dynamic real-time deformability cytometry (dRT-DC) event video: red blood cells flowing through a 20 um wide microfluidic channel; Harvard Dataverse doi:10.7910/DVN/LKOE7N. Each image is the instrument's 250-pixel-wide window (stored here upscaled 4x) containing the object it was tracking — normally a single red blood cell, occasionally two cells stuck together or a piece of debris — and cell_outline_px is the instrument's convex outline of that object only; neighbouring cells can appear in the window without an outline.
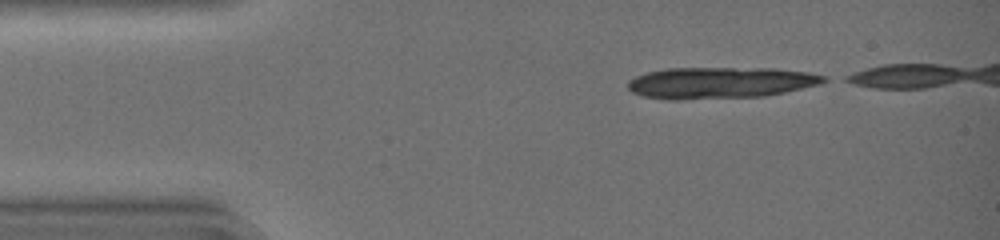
{"species": "common noctule bat (a hibernating species)", "species_latin": "Nyctalus noctula", "temperature_condition": "warm", "stored_images_in_passage": 34, "segment_of_instrument_passage": [1, 2], "camera_frame_rate_fps": 3000, "um_per_image_px": 0.085, "animal": {"sex": "female", "body_mass_g": 19.0, "forearm_length_mm": 51.5}, "frame": {"image": 1, "passage_image": 1, "time_ms": 0.0, "image_size_px": [1000, 240], "cell_outline_px": [[828, 80], [820, 84], [784, 92], [764, 96], [676, 100], [668, 100], [644, 96], [632, 92], [628, 88], [628, 80], [636, 76], [648, 72], [664, 68], [776, 68], [808, 72], [828, 76]], "centroid_in_image_um": [61.23, 7.03], "position_along_channel_um": 23.8, "area_um2": 36.13}}